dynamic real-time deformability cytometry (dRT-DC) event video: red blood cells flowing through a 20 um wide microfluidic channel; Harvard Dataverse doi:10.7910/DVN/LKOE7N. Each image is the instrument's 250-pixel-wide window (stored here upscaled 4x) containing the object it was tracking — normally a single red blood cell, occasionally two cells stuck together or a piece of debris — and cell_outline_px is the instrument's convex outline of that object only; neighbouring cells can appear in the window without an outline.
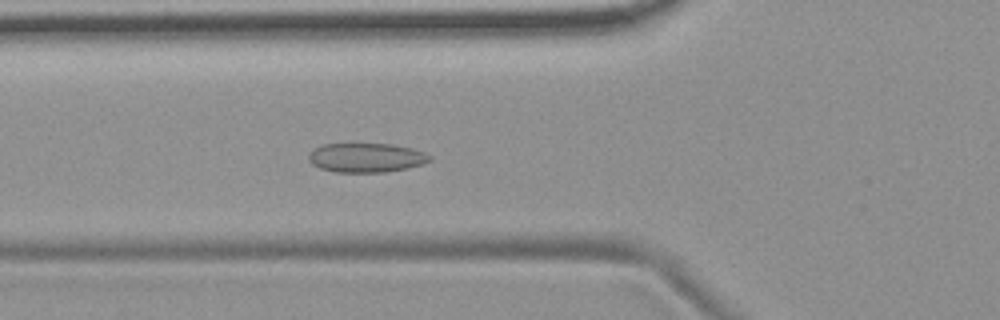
{"species": "common noctule bat (a hibernating species)", "species_latin": "Nyctalus noctula", "temperature_condition": "room temperature", "stored_images_in_passage": 55, "camera_frame_rate_fps": 3000, "um_per_image_px": 0.085, "animal": {"sex": "female", "body_mass_g": 19.9}, "frame": {"image": 1, "passage_image": 20, "time_ms": 6.333, "image_size_px": [1000, 320], "cell_outline_px": [[432, 160], [424, 164], [408, 168], [384, 172], [336, 172], [320, 168], [312, 164], [308, 160], [308, 156], [312, 148], [324, 144], [392, 144], [412, 148], [424, 152], [432, 156]], "centroid_in_image_um": [31.14, 13.4], "position_along_channel_um": 94.7, "area_um2": 20.81}}
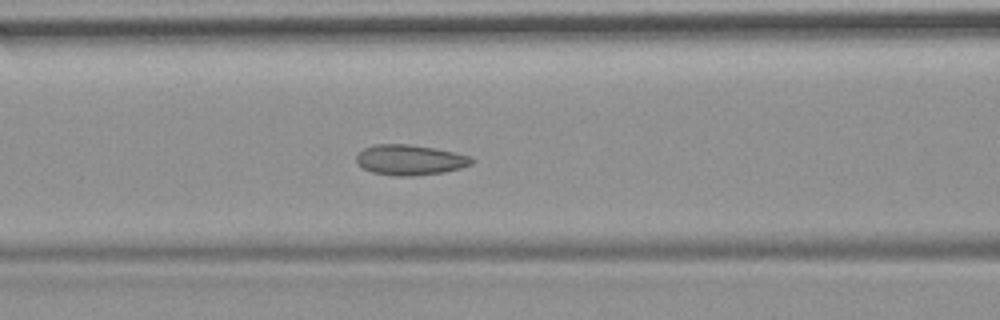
{"frame": {"image": 2, "passage_image": 23, "time_ms": 7.333, "image_size_px": [1000, 320], "cell_outline_px": [[476, 160], [472, 164], [460, 168], [444, 172], [412, 176], [396, 176], [372, 172], [364, 168], [356, 160], [356, 156], [364, 148], [376, 144], [408, 144], [432, 148], [472, 156]], "centroid_in_image_um": [34.88, 13.59], "position_along_channel_um": 131.7, "area_um2": 20.23}}
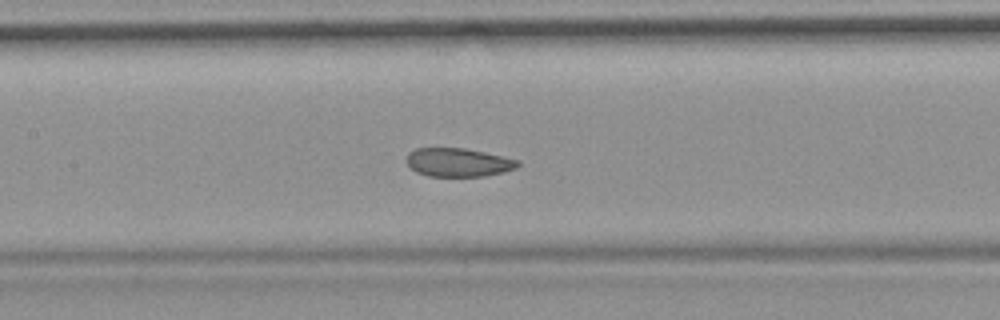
{"frame": {"image": 3, "passage_image": 26, "time_ms": 8.333, "image_size_px": [1000, 320], "cell_outline_px": [[520, 164], [516, 168], [504, 172], [484, 176], [428, 176], [416, 172], [404, 160], [408, 152], [416, 148], [464, 148], [484, 152], [520, 160]], "centroid_in_image_um": [38.94, 13.8], "position_along_channel_um": 168.5, "area_um2": 18.61}, "authors_computed_cell_mechanics": {"area_um2": 20.4612, "velocity_mm_per_s": 3.6795, "shape_relaxation_time_tau1_ms": 7.6675, "shape_relaxation_time_tau2_ms": 1.4306, "deformation_change_tau1": 0.1048, "deformation_change_tau2": 0.0585}}